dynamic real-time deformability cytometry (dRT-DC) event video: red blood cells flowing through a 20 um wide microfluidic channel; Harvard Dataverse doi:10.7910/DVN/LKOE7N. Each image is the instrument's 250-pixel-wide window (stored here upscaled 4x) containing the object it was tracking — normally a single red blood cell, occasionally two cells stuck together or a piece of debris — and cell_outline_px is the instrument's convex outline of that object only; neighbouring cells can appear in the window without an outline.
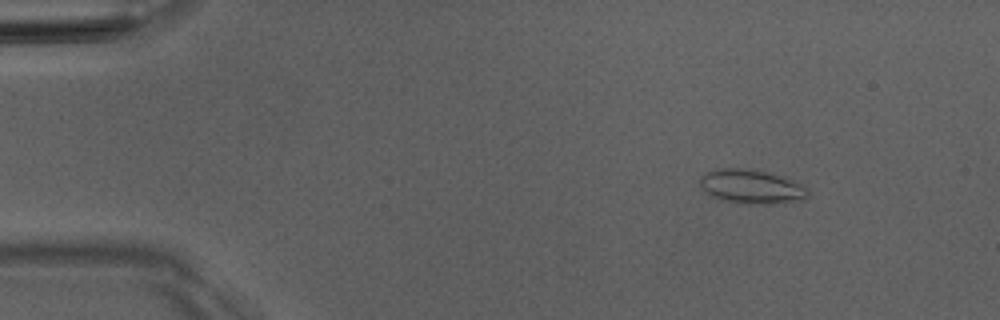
{"species": "Egyptian fruit bat (a non-hibernating species)", "species_latin": "Rousettus aegyptiacus", "temperature_condition": "room temperature", "stored_images_in_passage": 7, "camera_frame_rate_fps": 3000, "um_per_image_px": 0.085, "animal": {"sex": "male"}, "frame": {"image": 1, "passage_image": 2, "time_ms": 1.0, "image_size_px": [1000, 320], "cell_outline_px": [[808, 196], [804, 200], [784, 204], [748, 204], [716, 200], [704, 192], [700, 184], [700, 176], [716, 168], [744, 168], [764, 172], [788, 180], [804, 188], [808, 192]], "centroid_in_image_um": [63.78, 15.91], "position_along_channel_um": 21.2, "area_um2": 21.39}}